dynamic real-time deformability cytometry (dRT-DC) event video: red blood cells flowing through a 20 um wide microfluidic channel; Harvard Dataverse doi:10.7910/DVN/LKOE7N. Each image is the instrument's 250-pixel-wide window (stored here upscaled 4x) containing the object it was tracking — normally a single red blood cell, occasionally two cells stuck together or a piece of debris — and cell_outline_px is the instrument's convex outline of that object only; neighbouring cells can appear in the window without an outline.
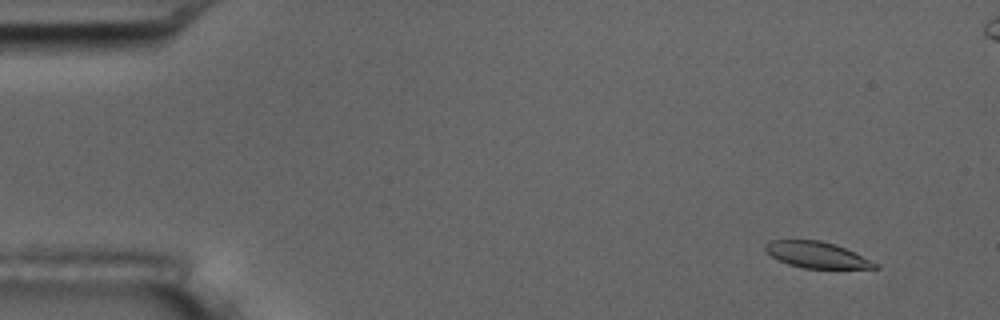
{"species": "common noctule bat (a hibernating species)", "species_latin": "Nyctalus noctula", "temperature_condition": "room temperature", "stored_images_in_passage": 6, "camera_frame_rate_fps": 3000, "um_per_image_px": 0.085, "animal": {"sex": "male", "body_mass_g": 17.5, "forearm_length_mm": 52.3}, "frame": {"image": 1, "passage_image": 2, "time_ms": 1.333, "image_size_px": [1000, 320], "cell_outline_px": [[880, 268], [804, 268], [788, 264], [772, 256], [764, 248], [764, 244], [772, 240], [820, 240], [836, 244], [880, 264]], "centroid_in_image_um": [69.45, 21.66], "position_along_channel_um": 15.6, "area_um2": 16.59}}